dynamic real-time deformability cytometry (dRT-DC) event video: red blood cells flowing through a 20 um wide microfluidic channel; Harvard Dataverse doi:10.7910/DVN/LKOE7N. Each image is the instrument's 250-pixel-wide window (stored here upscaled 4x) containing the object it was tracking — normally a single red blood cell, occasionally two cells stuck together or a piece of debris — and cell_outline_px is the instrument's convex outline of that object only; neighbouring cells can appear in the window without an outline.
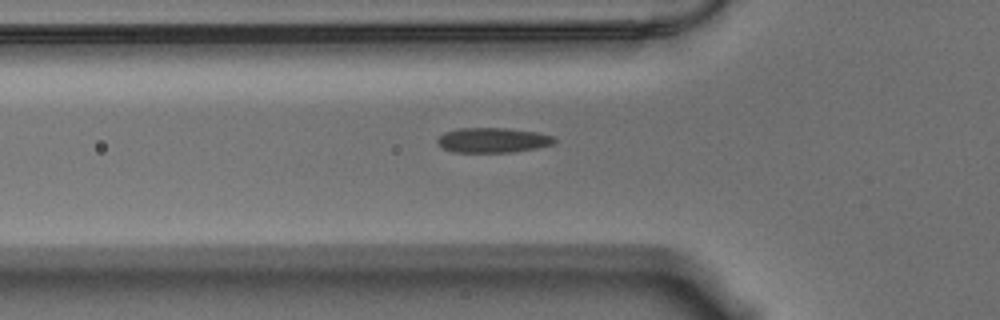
{"species": "Egyptian fruit bat (a non-hibernating species)", "species_latin": "Rousettus aegyptiacus", "temperature_condition": "warm", "stored_images_in_passage": 39, "camera_frame_rate_fps": 3000, "um_per_image_px": 0.085, "animal": {"sex": "male"}, "frame": {"image": 1, "passage_image": 6, "time_ms": 1.667, "image_size_px": [1000, 320], "cell_outline_px": [[556, 140], [552, 144], [536, 148], [512, 152], [452, 152], [444, 148], [436, 140], [444, 132], [460, 128], [504, 128], [536, 132], [552, 136]], "centroid_in_image_um": [41.87, 11.91], "position_along_channel_um": 83.9, "area_um2": 16.76}}
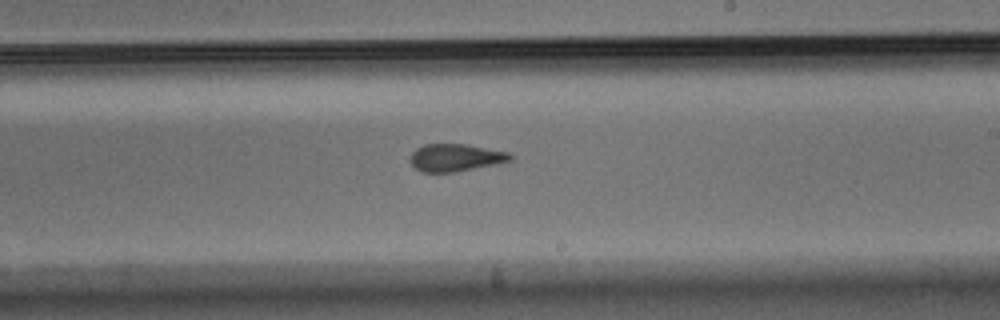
{"frame": {"image": 2, "passage_image": 20, "time_ms": 6.333, "image_size_px": [1000, 320], "cell_outline_px": [[512, 160], [496, 164], [456, 172], [424, 172], [416, 168], [408, 160], [412, 152], [416, 148], [424, 144], [468, 144], [508, 152], [512, 156]], "centroid_in_image_um": [38.7, 13.39], "position_along_channel_um": 250.3, "area_um2": 16.07}}
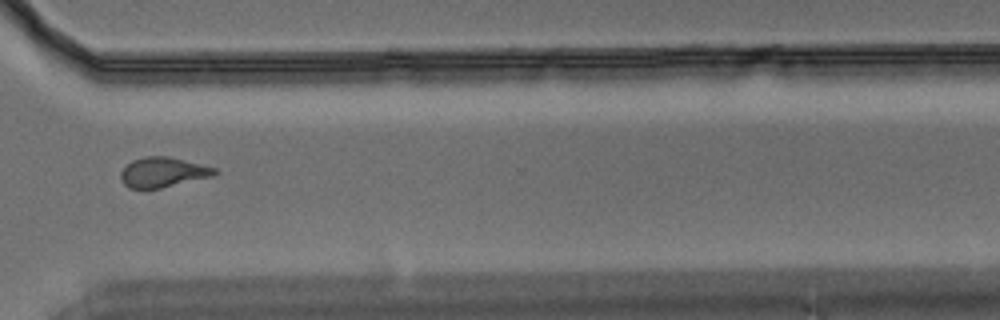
{"frame": {"image": 3, "passage_image": 29, "time_ms": 9.333, "image_size_px": [1000, 320], "cell_outline_px": [[216, 172], [212, 176], [144, 192], [128, 188], [120, 180], [120, 172], [132, 160], [144, 156], [168, 156], [216, 168]], "centroid_in_image_um": [13.76, 14.68], "position_along_channel_um": 356.8, "area_um2": 16.7}, "authors_computed_cell_mechanics": {"area_um2": 16.4152, "velocity_mm_per_s": 3.5501, "shape_relaxation_time_tau1_ms": 10.4035, "shape_relaxation_time_tau2_ms": 2.5479, "deformation_change_tau1": 0.2247, "deformation_change_tau2": 0.0758}}